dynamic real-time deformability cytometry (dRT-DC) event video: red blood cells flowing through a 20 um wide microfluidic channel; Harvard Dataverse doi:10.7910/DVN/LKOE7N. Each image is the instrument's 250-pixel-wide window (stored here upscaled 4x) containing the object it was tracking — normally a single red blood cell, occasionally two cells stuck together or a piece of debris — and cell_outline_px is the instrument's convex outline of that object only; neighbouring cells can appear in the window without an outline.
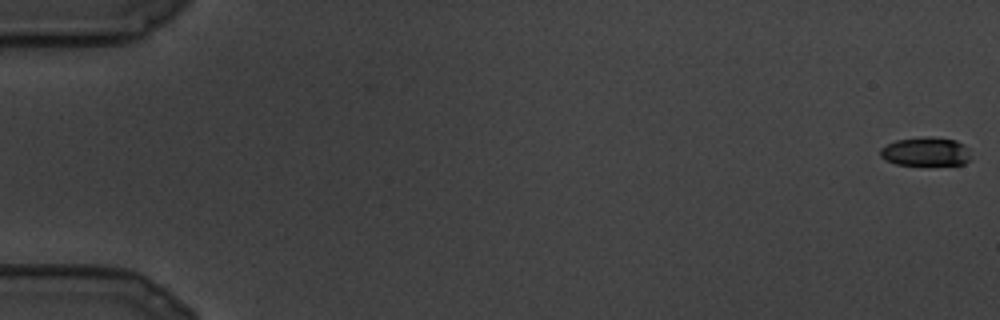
{"species": "common noctule bat (a hibernating species)", "species_latin": "Nyctalus noctula", "temperature_condition": "cold", "stored_images_in_passage": 11, "camera_frame_rate_fps": 3000, "um_per_image_px": 0.085, "animal": {"sex": "male", "body_mass_g": 19.5, "forearm_length_mm": 54.6}, "frame": {"image": 1, "passage_image": 1, "time_ms": 0.0, "image_size_px": [1000, 320], "cell_outline_px": [[968, 160], [964, 164], [896, 164], [880, 156], [880, 148], [896, 140], [924, 136], [956, 140], [964, 144], [968, 148]], "centroid_in_image_um": [78.67, 12.87], "position_along_channel_um": 6.3, "area_um2": 14.85}}
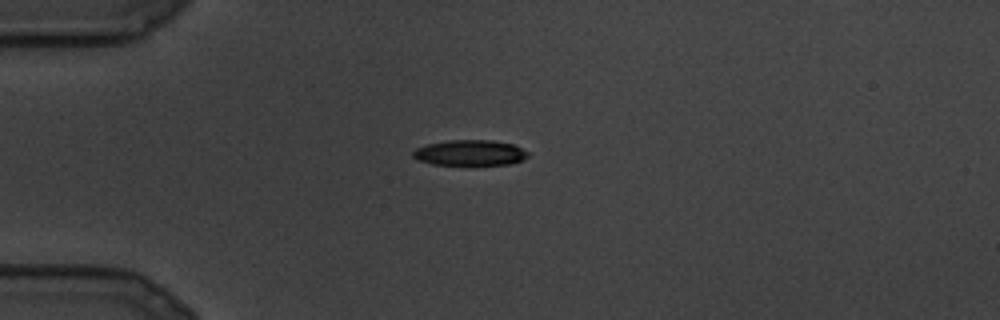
{"frame": {"image": 2, "passage_image": 8, "time_ms": 2.333, "image_size_px": [1000, 320], "cell_outline_px": [[528, 156], [524, 160], [512, 164], [432, 164], [420, 160], [412, 156], [412, 152], [416, 148], [428, 144], [448, 140], [492, 140], [512, 144], [528, 152]], "centroid_in_image_um": [39.96, 12.98], "position_along_channel_um": 45.0, "area_um2": 16.94}}
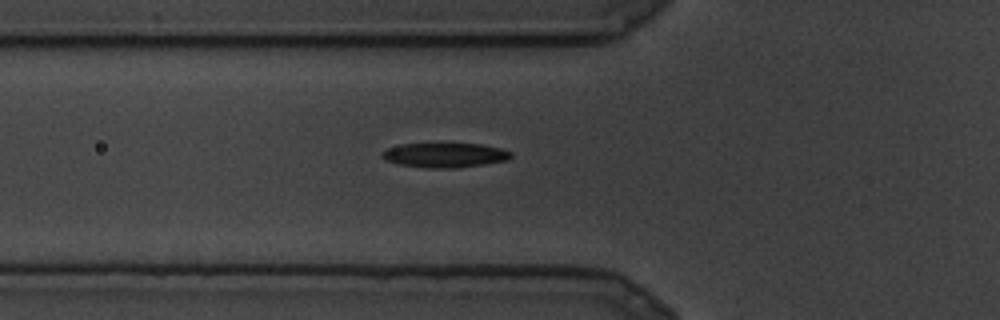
{"frame": {"image": 3, "passage_image": 11, "time_ms": 3.333, "image_size_px": [1000, 320], "cell_outline_px": [[512, 156], [508, 160], [484, 164], [456, 168], [428, 168], [400, 164], [384, 160], [380, 156], [380, 152], [384, 148], [400, 144], [480, 144], [500, 148], [512, 152]], "centroid_in_image_um": [37.76, 13.19], "position_along_channel_um": 88.0, "area_um2": 18.55}}